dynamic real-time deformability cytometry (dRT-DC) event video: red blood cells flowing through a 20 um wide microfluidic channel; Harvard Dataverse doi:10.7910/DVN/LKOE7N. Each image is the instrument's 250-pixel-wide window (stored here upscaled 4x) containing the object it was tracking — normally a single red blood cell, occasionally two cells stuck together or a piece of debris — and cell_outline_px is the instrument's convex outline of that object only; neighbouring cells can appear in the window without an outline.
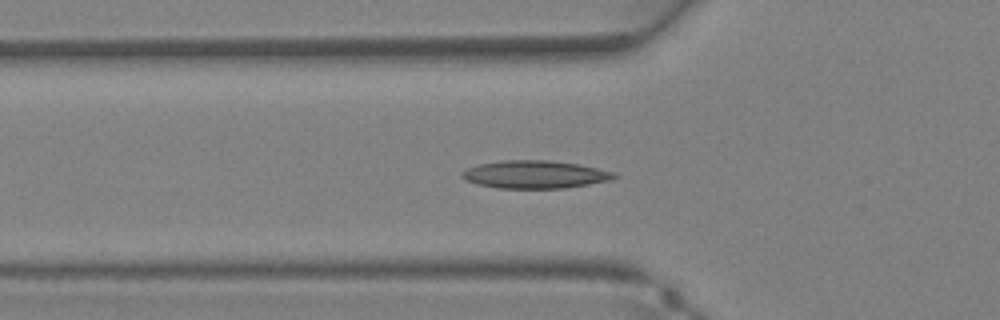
{"species": "Egyptian fruit bat (a non-hibernating species)", "species_latin": "Rousettus aegyptiacus", "temperature_condition": "warm", "stored_images_in_passage": 29, "camera_frame_rate_fps": 3000, "um_per_image_px": 0.085, "animal": {"sex": "female"}, "frame": {"image": 1, "passage_image": 7, "time_ms": 2.0, "image_size_px": [1000, 320], "cell_outline_px": [[620, 176], [612, 180], [564, 188], [496, 188], [476, 184], [460, 176], [460, 172], [468, 168], [480, 164], [500, 160], [552, 160], [580, 164], [616, 172]], "centroid_in_image_um": [45.51, 14.82], "position_along_channel_um": 80.3, "area_um2": 24.91}}
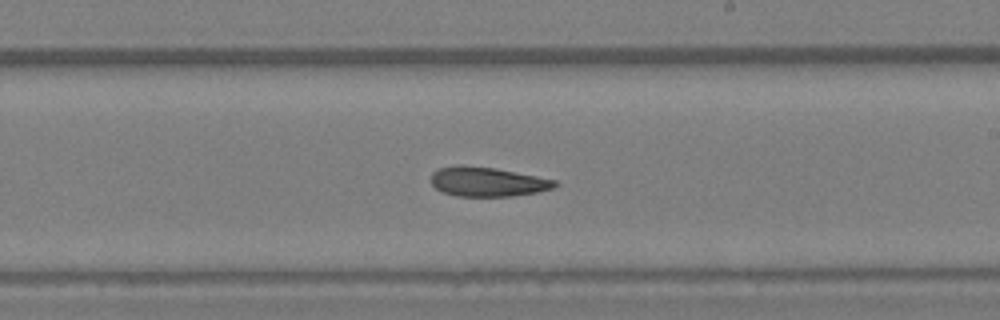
{"frame": {"image": 2, "passage_image": 16, "time_ms": 5.0, "image_size_px": [1000, 320], "cell_outline_px": [[560, 184], [552, 188], [536, 192], [512, 196], [456, 196], [444, 192], [436, 188], [432, 184], [432, 172], [440, 168], [460, 164], [496, 168], [556, 180]], "centroid_in_image_um": [41.43, 15.44], "position_along_channel_um": 247.6, "area_um2": 21.15}}
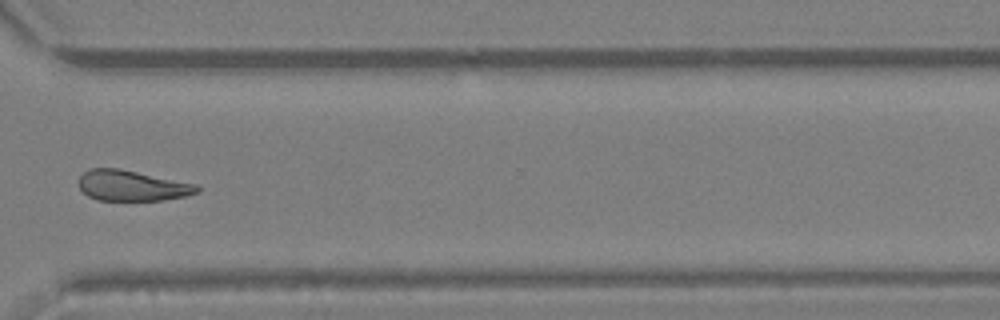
{"frame": {"image": 3, "passage_image": 22, "time_ms": 7.0, "image_size_px": [1000, 320], "cell_outline_px": [[200, 192], [184, 196], [164, 200], [96, 200], [88, 196], [80, 188], [80, 176], [88, 168], [120, 168], [196, 184], [200, 188]], "centroid_in_image_um": [11.22, 15.77], "position_along_channel_um": 359.4, "area_um2": 21.04}}